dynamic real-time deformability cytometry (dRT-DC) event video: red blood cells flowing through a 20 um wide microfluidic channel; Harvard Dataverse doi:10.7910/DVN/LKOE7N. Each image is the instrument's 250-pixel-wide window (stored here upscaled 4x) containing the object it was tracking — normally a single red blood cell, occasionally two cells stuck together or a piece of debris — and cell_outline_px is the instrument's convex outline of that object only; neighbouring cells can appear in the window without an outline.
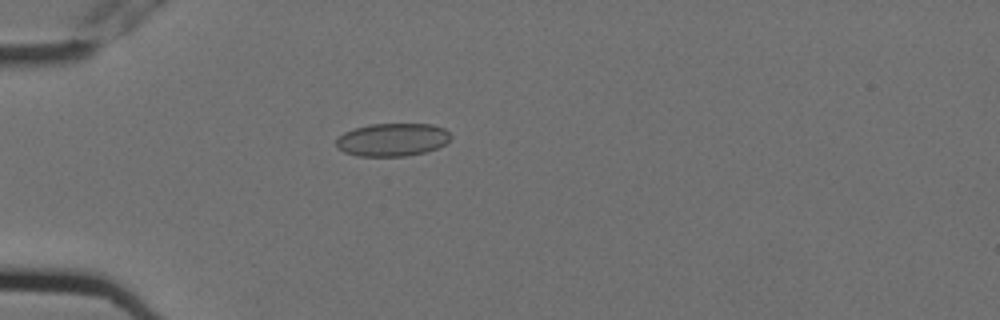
{"species": "Egyptian fruit bat (a non-hibernating species)", "species_latin": "Rousettus aegyptiacus", "temperature_condition": "cold", "stored_images_in_passage": 3, "camera_frame_rate_fps": 3000, "um_per_image_px": 0.085, "animal": {"sex": "female"}, "frame": {"image": 1, "passage_image": 3, "time_ms": 0.667, "image_size_px": [1000, 320], "cell_outline_px": [[452, 136], [444, 144], [436, 148], [424, 152], [404, 156], [356, 156], [344, 152], [336, 148], [336, 140], [344, 132], [368, 124], [432, 124], [444, 128]], "centroid_in_image_um": [33.33, 11.87], "position_along_channel_um": 51.7, "area_um2": 21.96}}